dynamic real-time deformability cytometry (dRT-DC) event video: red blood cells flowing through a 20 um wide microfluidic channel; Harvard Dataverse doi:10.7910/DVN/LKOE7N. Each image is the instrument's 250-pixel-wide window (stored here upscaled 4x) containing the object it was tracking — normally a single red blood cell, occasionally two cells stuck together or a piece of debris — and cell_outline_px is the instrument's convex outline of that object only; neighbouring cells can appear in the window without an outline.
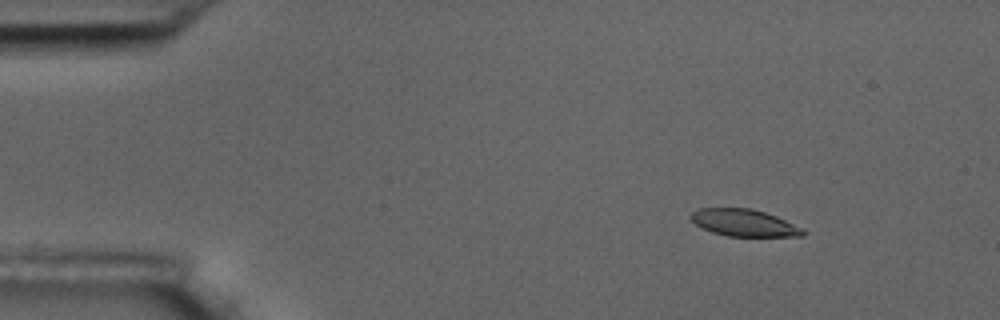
{"species": "common noctule bat (a hibernating species)", "species_latin": "Nyctalus noctula", "temperature_condition": "room temperature", "stored_images_in_passage": 9, "camera_frame_rate_fps": 3000, "um_per_image_px": 0.085, "animal": {"sex": "male", "body_mass_g": 17.5, "forearm_length_mm": 52.3}, "frame": {"image": 1, "passage_image": 3, "time_ms": 2.0, "image_size_px": [1000, 320], "cell_outline_px": [[804, 236], [728, 236], [712, 232], [700, 228], [688, 216], [696, 208], [748, 208], [764, 212], [776, 216], [804, 228]], "centroid_in_image_um": [63.21, 18.93], "position_along_channel_um": 21.8, "area_um2": 17.69}}
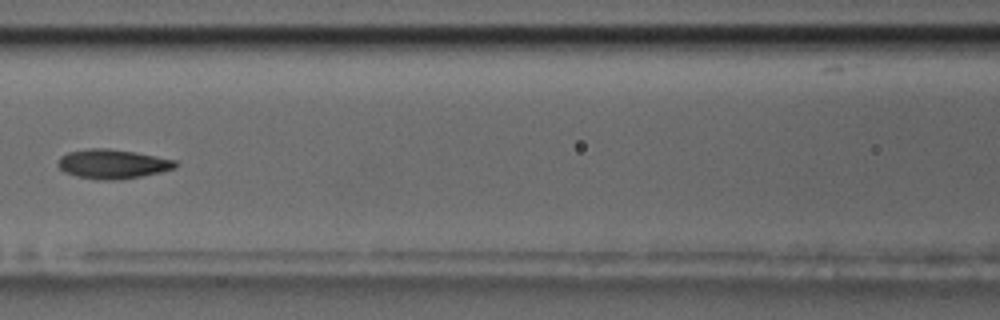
{"frame": {"image": 2, "passage_image": 8, "time_ms": 8.0, "image_size_px": [1000, 320], "cell_outline_px": [[180, 164], [176, 168], [160, 172], [140, 176], [116, 180], [96, 180], [76, 176], [64, 172], [56, 164], [60, 156], [68, 152], [88, 148], [108, 148], [136, 152], [176, 160]], "centroid_in_image_um": [9.56, 13.93], "position_along_channel_um": 157.0, "area_um2": 20.29}}
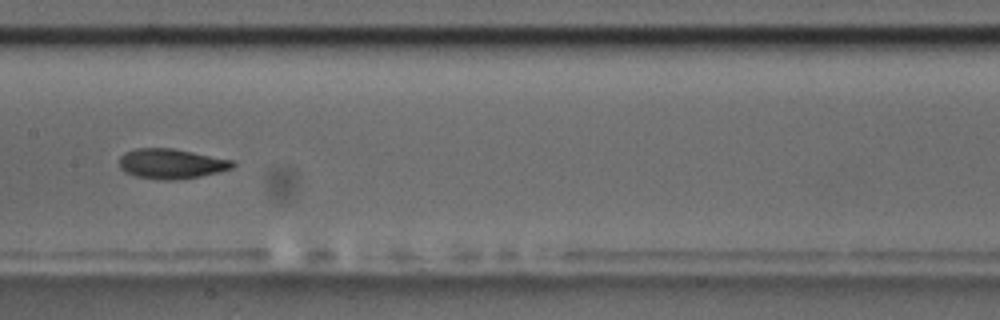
{"frame": {"image": 3, "passage_image": 9, "time_ms": 9.0, "image_size_px": [1000, 320], "cell_outline_px": [[236, 164], [232, 168], [200, 176], [176, 180], [164, 180], [136, 176], [124, 172], [120, 168], [120, 156], [124, 152], [136, 148], [172, 148], [232, 160]], "centroid_in_image_um": [14.52, 13.91], "position_along_channel_um": 192.9, "area_um2": 19.65}}